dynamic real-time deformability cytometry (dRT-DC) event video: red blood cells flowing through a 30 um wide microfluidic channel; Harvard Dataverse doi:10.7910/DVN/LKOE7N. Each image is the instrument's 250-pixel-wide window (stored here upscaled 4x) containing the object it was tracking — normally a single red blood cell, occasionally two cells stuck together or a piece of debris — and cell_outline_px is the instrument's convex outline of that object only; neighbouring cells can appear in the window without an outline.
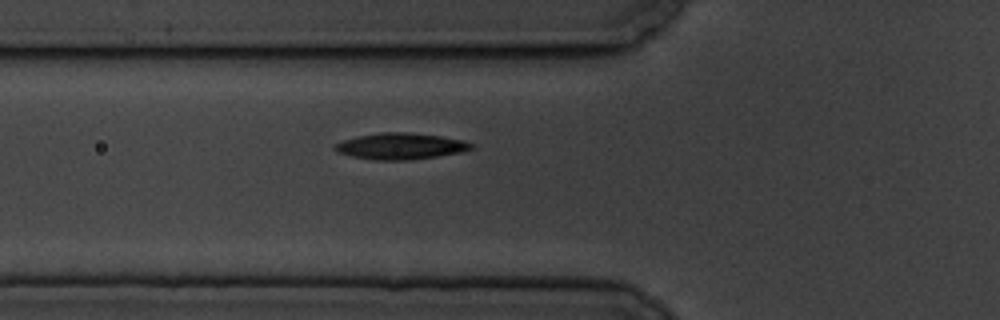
{"species": "common noctule bat (a hibernating species)", "species_latin": "Nyctalus noctula", "temperature_condition": "cold", "stored_images_in_passage": 2, "camera_frame_rate_fps": 3000, "um_per_image_px": 0.085, "animal": {"sex": "male", "body_mass_g": 19.5, "forearm_length_mm": 54.6}, "frame": {"image": 1, "passage_image": 2, "time_ms": 1.0, "image_size_px": [1000, 320], "cell_outline_px": [[476, 144], [472, 148], [460, 152], [412, 160], [372, 160], [352, 156], [336, 152], [332, 148], [336, 144], [344, 140], [360, 136], [380, 132], [404, 132], [440, 136], [464, 140]], "centroid_in_image_um": [34.05, 12.43], "position_along_channel_um": 91.7, "area_um2": 20.81}}